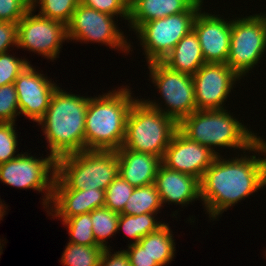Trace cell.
Instances as JSON below:
<instances>
[{"label":"cell","instance_id":"cell-1","mask_svg":"<svg viewBox=\"0 0 266 266\" xmlns=\"http://www.w3.org/2000/svg\"><path fill=\"white\" fill-rule=\"evenodd\" d=\"M234 156L217 155L200 180V202L209 221L266 188V140L261 137Z\"/></svg>","mask_w":266,"mask_h":266},{"label":"cell","instance_id":"cell-2","mask_svg":"<svg viewBox=\"0 0 266 266\" xmlns=\"http://www.w3.org/2000/svg\"><path fill=\"white\" fill-rule=\"evenodd\" d=\"M89 98L58 87L43 118L38 122L55 159L85 150V119Z\"/></svg>","mask_w":266,"mask_h":266},{"label":"cell","instance_id":"cell-3","mask_svg":"<svg viewBox=\"0 0 266 266\" xmlns=\"http://www.w3.org/2000/svg\"><path fill=\"white\" fill-rule=\"evenodd\" d=\"M131 89L123 84L102 95L90 96L85 119V150L116 151L122 147L127 117L138 99Z\"/></svg>","mask_w":266,"mask_h":266},{"label":"cell","instance_id":"cell-4","mask_svg":"<svg viewBox=\"0 0 266 266\" xmlns=\"http://www.w3.org/2000/svg\"><path fill=\"white\" fill-rule=\"evenodd\" d=\"M226 109L196 110L178 123V130L188 139L209 147L217 155H220L221 148L239 149L237 154L245 152L262 136Z\"/></svg>","mask_w":266,"mask_h":266},{"label":"cell","instance_id":"cell-5","mask_svg":"<svg viewBox=\"0 0 266 266\" xmlns=\"http://www.w3.org/2000/svg\"><path fill=\"white\" fill-rule=\"evenodd\" d=\"M118 171L116 151L83 150L56 159L53 189L106 190Z\"/></svg>","mask_w":266,"mask_h":266},{"label":"cell","instance_id":"cell-6","mask_svg":"<svg viewBox=\"0 0 266 266\" xmlns=\"http://www.w3.org/2000/svg\"><path fill=\"white\" fill-rule=\"evenodd\" d=\"M177 130L178 123L174 119L147 105L140 96L128 114L121 148L149 153L162 159Z\"/></svg>","mask_w":266,"mask_h":266},{"label":"cell","instance_id":"cell-7","mask_svg":"<svg viewBox=\"0 0 266 266\" xmlns=\"http://www.w3.org/2000/svg\"><path fill=\"white\" fill-rule=\"evenodd\" d=\"M147 66L148 80H151L156 87L155 90L158 89L160 94L157 101L141 98L147 105L171 117L177 123L197 110L191 75L172 70L162 61L151 62Z\"/></svg>","mask_w":266,"mask_h":266},{"label":"cell","instance_id":"cell-8","mask_svg":"<svg viewBox=\"0 0 266 266\" xmlns=\"http://www.w3.org/2000/svg\"><path fill=\"white\" fill-rule=\"evenodd\" d=\"M203 3L204 0H197L186 12L151 20L134 32L147 64L162 61L193 30L194 20L205 6Z\"/></svg>","mask_w":266,"mask_h":266},{"label":"cell","instance_id":"cell-9","mask_svg":"<svg viewBox=\"0 0 266 266\" xmlns=\"http://www.w3.org/2000/svg\"><path fill=\"white\" fill-rule=\"evenodd\" d=\"M266 12L233 17L227 65L243 80L265 58ZM263 58V59H262ZM261 60V61H260ZM248 75V76H247Z\"/></svg>","mask_w":266,"mask_h":266},{"label":"cell","instance_id":"cell-10","mask_svg":"<svg viewBox=\"0 0 266 266\" xmlns=\"http://www.w3.org/2000/svg\"><path fill=\"white\" fill-rule=\"evenodd\" d=\"M117 19L115 16L79 3L73 12L71 21L66 26L67 40L73 43L74 41L85 44L99 43L106 45L111 50L123 52L125 56L130 55L133 46L126 33L124 34V31L117 24Z\"/></svg>","mask_w":266,"mask_h":266},{"label":"cell","instance_id":"cell-11","mask_svg":"<svg viewBox=\"0 0 266 266\" xmlns=\"http://www.w3.org/2000/svg\"><path fill=\"white\" fill-rule=\"evenodd\" d=\"M31 153L21 152L14 159L1 163L0 181L17 189L43 193L42 206L47 211L56 178V159L49 153L45 158Z\"/></svg>","mask_w":266,"mask_h":266},{"label":"cell","instance_id":"cell-12","mask_svg":"<svg viewBox=\"0 0 266 266\" xmlns=\"http://www.w3.org/2000/svg\"><path fill=\"white\" fill-rule=\"evenodd\" d=\"M67 40L66 25L35 14L30 8L17 23V48L55 62Z\"/></svg>","mask_w":266,"mask_h":266},{"label":"cell","instance_id":"cell-13","mask_svg":"<svg viewBox=\"0 0 266 266\" xmlns=\"http://www.w3.org/2000/svg\"><path fill=\"white\" fill-rule=\"evenodd\" d=\"M192 78L197 110L228 108L226 101L242 80L226 63H205Z\"/></svg>","mask_w":266,"mask_h":266},{"label":"cell","instance_id":"cell-14","mask_svg":"<svg viewBox=\"0 0 266 266\" xmlns=\"http://www.w3.org/2000/svg\"><path fill=\"white\" fill-rule=\"evenodd\" d=\"M42 72L29 64L14 82L20 115L33 123H38L43 118L53 93L59 87L56 82L52 81L53 79Z\"/></svg>","mask_w":266,"mask_h":266},{"label":"cell","instance_id":"cell-15","mask_svg":"<svg viewBox=\"0 0 266 266\" xmlns=\"http://www.w3.org/2000/svg\"><path fill=\"white\" fill-rule=\"evenodd\" d=\"M202 8L193 23L205 63H227L231 41V19ZM223 16V17H222ZM228 19V20H227Z\"/></svg>","mask_w":266,"mask_h":266},{"label":"cell","instance_id":"cell-16","mask_svg":"<svg viewBox=\"0 0 266 266\" xmlns=\"http://www.w3.org/2000/svg\"><path fill=\"white\" fill-rule=\"evenodd\" d=\"M217 154L184 136L177 130L166 148L161 163L169 169L189 174L201 180Z\"/></svg>","mask_w":266,"mask_h":266},{"label":"cell","instance_id":"cell-17","mask_svg":"<svg viewBox=\"0 0 266 266\" xmlns=\"http://www.w3.org/2000/svg\"><path fill=\"white\" fill-rule=\"evenodd\" d=\"M155 185L163 207L165 204H174L184 208L192 202L201 200L199 179L169 169L162 163L156 173Z\"/></svg>","mask_w":266,"mask_h":266},{"label":"cell","instance_id":"cell-18","mask_svg":"<svg viewBox=\"0 0 266 266\" xmlns=\"http://www.w3.org/2000/svg\"><path fill=\"white\" fill-rule=\"evenodd\" d=\"M105 206V190L53 189L51 202L47 209L52 219L64 221L83 213Z\"/></svg>","mask_w":266,"mask_h":266},{"label":"cell","instance_id":"cell-19","mask_svg":"<svg viewBox=\"0 0 266 266\" xmlns=\"http://www.w3.org/2000/svg\"><path fill=\"white\" fill-rule=\"evenodd\" d=\"M116 153L119 159L118 175L134 188L155 183L160 157L126 148H119Z\"/></svg>","mask_w":266,"mask_h":266},{"label":"cell","instance_id":"cell-20","mask_svg":"<svg viewBox=\"0 0 266 266\" xmlns=\"http://www.w3.org/2000/svg\"><path fill=\"white\" fill-rule=\"evenodd\" d=\"M197 0H137L129 10V31H136L142 24L154 19L186 12Z\"/></svg>","mask_w":266,"mask_h":266},{"label":"cell","instance_id":"cell-21","mask_svg":"<svg viewBox=\"0 0 266 266\" xmlns=\"http://www.w3.org/2000/svg\"><path fill=\"white\" fill-rule=\"evenodd\" d=\"M162 62L172 70L193 76L205 64L195 32L181 38Z\"/></svg>","mask_w":266,"mask_h":266},{"label":"cell","instance_id":"cell-22","mask_svg":"<svg viewBox=\"0 0 266 266\" xmlns=\"http://www.w3.org/2000/svg\"><path fill=\"white\" fill-rule=\"evenodd\" d=\"M169 225L166 222L137 242L159 266H168L176 257V239Z\"/></svg>","mask_w":266,"mask_h":266},{"label":"cell","instance_id":"cell-23","mask_svg":"<svg viewBox=\"0 0 266 266\" xmlns=\"http://www.w3.org/2000/svg\"><path fill=\"white\" fill-rule=\"evenodd\" d=\"M157 216L156 213H144L140 215L120 214L118 219V233H120V230L124 232L123 235L125 234V237H128L130 240L128 245L136 244L147 234L157 231L165 224Z\"/></svg>","mask_w":266,"mask_h":266},{"label":"cell","instance_id":"cell-24","mask_svg":"<svg viewBox=\"0 0 266 266\" xmlns=\"http://www.w3.org/2000/svg\"><path fill=\"white\" fill-rule=\"evenodd\" d=\"M163 205L155 183L134 188L120 214L161 213Z\"/></svg>","mask_w":266,"mask_h":266},{"label":"cell","instance_id":"cell-25","mask_svg":"<svg viewBox=\"0 0 266 266\" xmlns=\"http://www.w3.org/2000/svg\"><path fill=\"white\" fill-rule=\"evenodd\" d=\"M120 214L107 207H100L91 212L92 229L96 243L104 249L112 248L108 239L118 233Z\"/></svg>","mask_w":266,"mask_h":266},{"label":"cell","instance_id":"cell-26","mask_svg":"<svg viewBox=\"0 0 266 266\" xmlns=\"http://www.w3.org/2000/svg\"><path fill=\"white\" fill-rule=\"evenodd\" d=\"M31 8L42 17L68 25L80 0H30Z\"/></svg>","mask_w":266,"mask_h":266},{"label":"cell","instance_id":"cell-27","mask_svg":"<svg viewBox=\"0 0 266 266\" xmlns=\"http://www.w3.org/2000/svg\"><path fill=\"white\" fill-rule=\"evenodd\" d=\"M104 248L101 246H84L68 242L61 255L64 266H100Z\"/></svg>","mask_w":266,"mask_h":266},{"label":"cell","instance_id":"cell-28","mask_svg":"<svg viewBox=\"0 0 266 266\" xmlns=\"http://www.w3.org/2000/svg\"><path fill=\"white\" fill-rule=\"evenodd\" d=\"M91 221V212L62 221L70 236L68 242L84 246H99L94 238Z\"/></svg>","mask_w":266,"mask_h":266},{"label":"cell","instance_id":"cell-29","mask_svg":"<svg viewBox=\"0 0 266 266\" xmlns=\"http://www.w3.org/2000/svg\"><path fill=\"white\" fill-rule=\"evenodd\" d=\"M133 190L134 187L118 175L105 190V207L120 214Z\"/></svg>","mask_w":266,"mask_h":266},{"label":"cell","instance_id":"cell-30","mask_svg":"<svg viewBox=\"0 0 266 266\" xmlns=\"http://www.w3.org/2000/svg\"><path fill=\"white\" fill-rule=\"evenodd\" d=\"M30 63L24 56L16 57L15 54H10V51L0 53V87L14 83Z\"/></svg>","mask_w":266,"mask_h":266},{"label":"cell","instance_id":"cell-31","mask_svg":"<svg viewBox=\"0 0 266 266\" xmlns=\"http://www.w3.org/2000/svg\"><path fill=\"white\" fill-rule=\"evenodd\" d=\"M15 126H17L16 123L0 122V164L20 154L18 153V132Z\"/></svg>","mask_w":266,"mask_h":266},{"label":"cell","instance_id":"cell-32","mask_svg":"<svg viewBox=\"0 0 266 266\" xmlns=\"http://www.w3.org/2000/svg\"><path fill=\"white\" fill-rule=\"evenodd\" d=\"M20 116L18 95L14 83L0 87V122L16 123Z\"/></svg>","mask_w":266,"mask_h":266},{"label":"cell","instance_id":"cell-33","mask_svg":"<svg viewBox=\"0 0 266 266\" xmlns=\"http://www.w3.org/2000/svg\"><path fill=\"white\" fill-rule=\"evenodd\" d=\"M30 8V0H0V21L17 24Z\"/></svg>","mask_w":266,"mask_h":266},{"label":"cell","instance_id":"cell-34","mask_svg":"<svg viewBox=\"0 0 266 266\" xmlns=\"http://www.w3.org/2000/svg\"><path fill=\"white\" fill-rule=\"evenodd\" d=\"M83 5L93 8L99 12H104L115 17L120 21L129 19V11L119 0H80Z\"/></svg>","mask_w":266,"mask_h":266},{"label":"cell","instance_id":"cell-35","mask_svg":"<svg viewBox=\"0 0 266 266\" xmlns=\"http://www.w3.org/2000/svg\"><path fill=\"white\" fill-rule=\"evenodd\" d=\"M10 47L17 49V24L0 21V53L11 51Z\"/></svg>","mask_w":266,"mask_h":266},{"label":"cell","instance_id":"cell-36","mask_svg":"<svg viewBox=\"0 0 266 266\" xmlns=\"http://www.w3.org/2000/svg\"><path fill=\"white\" fill-rule=\"evenodd\" d=\"M127 247L124 251L128 255L131 266H159L138 243Z\"/></svg>","mask_w":266,"mask_h":266},{"label":"cell","instance_id":"cell-37","mask_svg":"<svg viewBox=\"0 0 266 266\" xmlns=\"http://www.w3.org/2000/svg\"><path fill=\"white\" fill-rule=\"evenodd\" d=\"M113 249H104L101 259L100 266H131L129 263L128 255L123 250L111 252Z\"/></svg>","mask_w":266,"mask_h":266},{"label":"cell","instance_id":"cell-38","mask_svg":"<svg viewBox=\"0 0 266 266\" xmlns=\"http://www.w3.org/2000/svg\"><path fill=\"white\" fill-rule=\"evenodd\" d=\"M119 1L129 11L135 5L137 0H119Z\"/></svg>","mask_w":266,"mask_h":266},{"label":"cell","instance_id":"cell-39","mask_svg":"<svg viewBox=\"0 0 266 266\" xmlns=\"http://www.w3.org/2000/svg\"><path fill=\"white\" fill-rule=\"evenodd\" d=\"M9 206L7 204H3L1 198H0V221L3 220L4 216L6 215V210L8 209Z\"/></svg>","mask_w":266,"mask_h":266},{"label":"cell","instance_id":"cell-40","mask_svg":"<svg viewBox=\"0 0 266 266\" xmlns=\"http://www.w3.org/2000/svg\"><path fill=\"white\" fill-rule=\"evenodd\" d=\"M3 241H5V239L3 240H1V238H0V256L2 255V253H3V247H4V244L2 243Z\"/></svg>","mask_w":266,"mask_h":266}]
</instances>
